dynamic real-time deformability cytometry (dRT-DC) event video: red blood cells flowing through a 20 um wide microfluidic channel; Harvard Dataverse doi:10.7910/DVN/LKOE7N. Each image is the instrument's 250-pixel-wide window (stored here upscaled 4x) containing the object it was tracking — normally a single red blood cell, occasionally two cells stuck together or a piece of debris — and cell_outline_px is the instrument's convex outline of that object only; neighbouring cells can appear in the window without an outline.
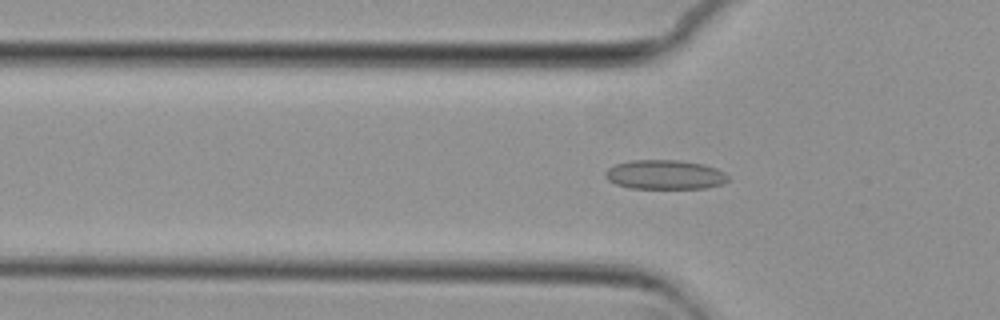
{"species": "common noctule bat (a hibernating species)", "species_latin": "Nyctalus noctula", "temperature_condition": "cold", "stored_images_in_passage": 54, "camera_frame_rate_fps": 3000, "um_per_image_px": 0.085, "animal": {"sex": "female", "body_mass_g": 29.2, "forearm_length_mm": 56.3}, "frame": {"image": 1, "passage_image": 18, "time_ms": 5.667, "image_size_px": [1000, 320], "cell_outline_px": [[732, 180], [724, 184], [708, 188], [632, 188], [616, 184], [608, 180], [604, 176], [604, 172], [608, 168], [616, 164], [632, 160], [680, 160], [704, 164], [716, 168], [724, 172]], "centroid_in_image_um": [56.56, 14.85], "position_along_channel_um": 69.2, "area_um2": 21.21}}
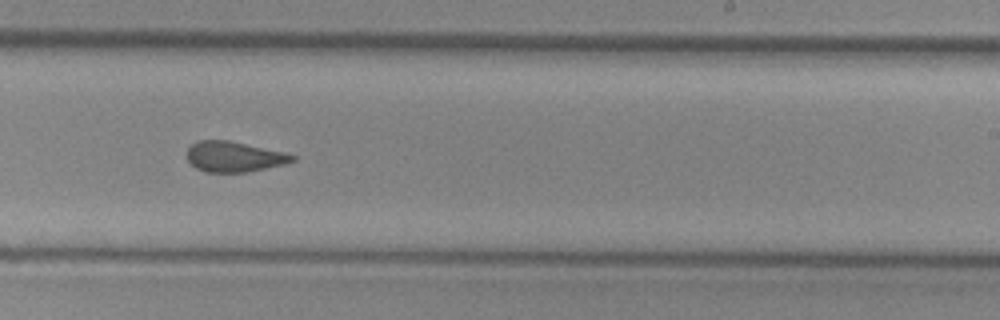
{"frame": {"image": 2, "passage_image": 34, "time_ms": 11.0, "image_size_px": [1000, 320], "cell_outline_px": [[296, 160], [284, 164], [248, 172], [204, 172], [196, 168], [188, 160], [188, 148], [196, 140], [228, 140], [284, 152], [296, 156]], "centroid_in_image_um": [19.89, 13.32], "position_along_channel_um": 269.1, "area_um2": 18.61}}
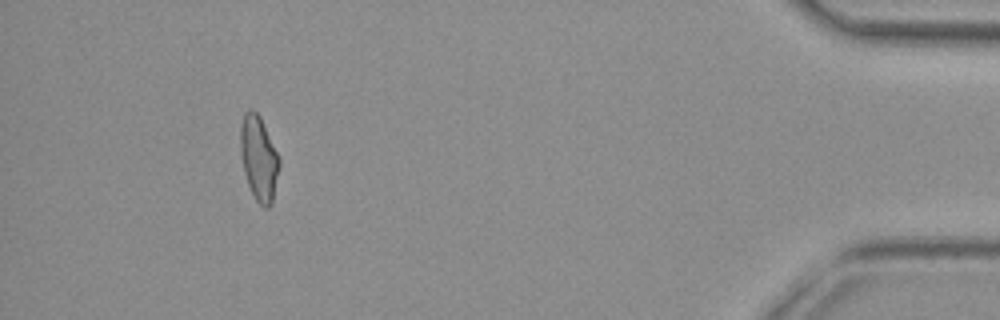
{"frame": {"image": 3, "passage_image": 51, "time_ms": 16.667, "image_size_px": [1000, 320], "cell_outline_px": [[280, 164], [272, 204], [268, 208], [264, 208], [256, 200], [248, 184], [244, 172], [240, 152], [240, 124], [244, 112], [248, 108], [252, 108], [260, 116], [280, 156]], "centroid_in_image_um": [22.0, 13.41], "position_along_channel_um": 413.2, "area_um2": 19.48}, "authors_computed_cell_mechanics": {"area_um2": 19.652, "velocity_mm_per_s": 3.7439, "shape_relaxation_time_tau1_ms": null, "shape_relaxation_time_tau2_ms": 2.2938, "deformation_change_tau1": null, "deformation_change_tau2": 0.0825}}